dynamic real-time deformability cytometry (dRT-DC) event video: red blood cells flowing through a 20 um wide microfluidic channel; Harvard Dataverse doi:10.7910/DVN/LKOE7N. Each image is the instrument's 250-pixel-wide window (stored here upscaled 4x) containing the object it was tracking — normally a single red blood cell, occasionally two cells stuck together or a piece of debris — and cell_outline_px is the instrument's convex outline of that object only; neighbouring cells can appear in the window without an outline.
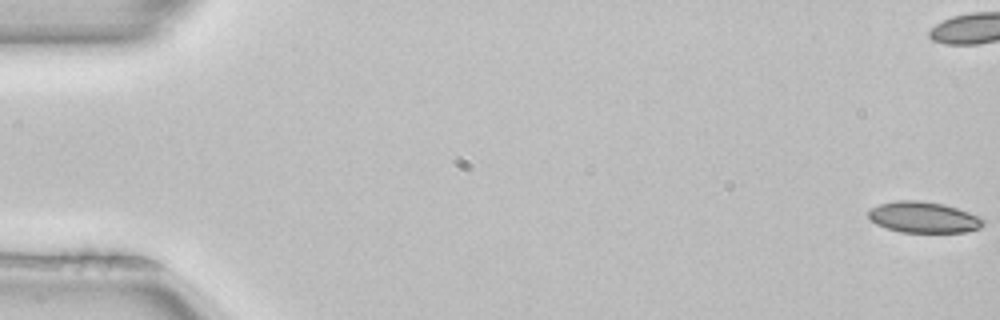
{"species": "common noctule bat (a hibernating species)", "species_latin": "Nyctalus noctula", "temperature_condition": "room temperature", "stored_images_in_passage": 53, "camera_frame_rate_fps": 3000, "um_per_image_px": 0.085, "animal": {"sex": "female", "body_mass_g": 22.7, "forearm_length_mm": 54.2}, "frame": {"image": 1, "passage_image": 1, "time_ms": 0.0, "image_size_px": [1000, 320], "cell_outline_px": [[984, 224], [980, 228], [964, 232], [900, 232], [884, 228], [876, 224], [868, 216], [868, 212], [872, 208], [880, 204], [896, 200], [916, 200], [944, 204], [968, 212], [984, 220]], "centroid_in_image_um": [78.47, 18.47], "position_along_channel_um": 6.5, "area_um2": 20.63}, "authors_computed_cell_mechanics": {"area_um2": 20.9236, "velocity_mm_per_s": 3.9696, "shape_relaxation_time_tau1_ms": null, "shape_relaxation_time_tau2_ms": 2.8592, "deformation_change_tau1": null, "deformation_change_tau2": 0.0736}}